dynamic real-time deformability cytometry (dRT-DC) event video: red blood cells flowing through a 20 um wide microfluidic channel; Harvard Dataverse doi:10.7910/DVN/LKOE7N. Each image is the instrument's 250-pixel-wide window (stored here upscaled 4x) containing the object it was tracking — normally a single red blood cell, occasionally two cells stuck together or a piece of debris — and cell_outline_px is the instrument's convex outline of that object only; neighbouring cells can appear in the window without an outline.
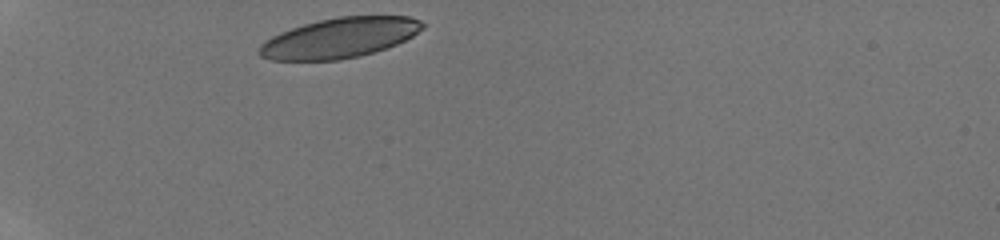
{"species": "human", "species_latin": "Homo sapiens", "temperature_condition": "room temperature", "stored_images_in_passage": 6, "camera_frame_rate_fps": 3000, "um_per_image_px": 0.085, "donor": {"sex": "male"}, "frame": {"image": 1, "passage_image": 1, "time_ms": 0.0, "image_size_px": [1000, 240], "cell_outline_px": [[428, 24], [424, 28], [412, 36], [396, 44], [360, 56], [340, 60], [268, 60], [260, 56], [256, 52], [260, 44], [264, 40], [280, 32], [304, 24], [320, 20], [340, 16], [408, 16], [420, 20]], "centroid_in_image_um": [28.84, 3.22], "position_along_channel_um": 56.2, "area_um2": 38.21}}
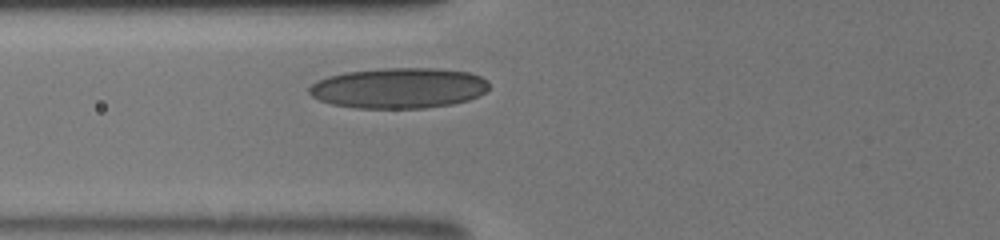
{"frame": {"image": 2, "passage_image": 6, "time_ms": 1.667, "image_size_px": [1000, 240], "cell_outline_px": [[488, 88], [484, 92], [468, 100], [452, 104], [424, 108], [356, 108], [332, 104], [320, 100], [312, 96], [308, 92], [308, 88], [316, 80], [328, 76], [348, 72], [380, 68], [436, 68], [468, 72], [480, 76], [488, 80]], "centroid_in_image_um": [33.88, 7.48], "position_along_channel_um": 91.9, "area_um2": 42.48}}